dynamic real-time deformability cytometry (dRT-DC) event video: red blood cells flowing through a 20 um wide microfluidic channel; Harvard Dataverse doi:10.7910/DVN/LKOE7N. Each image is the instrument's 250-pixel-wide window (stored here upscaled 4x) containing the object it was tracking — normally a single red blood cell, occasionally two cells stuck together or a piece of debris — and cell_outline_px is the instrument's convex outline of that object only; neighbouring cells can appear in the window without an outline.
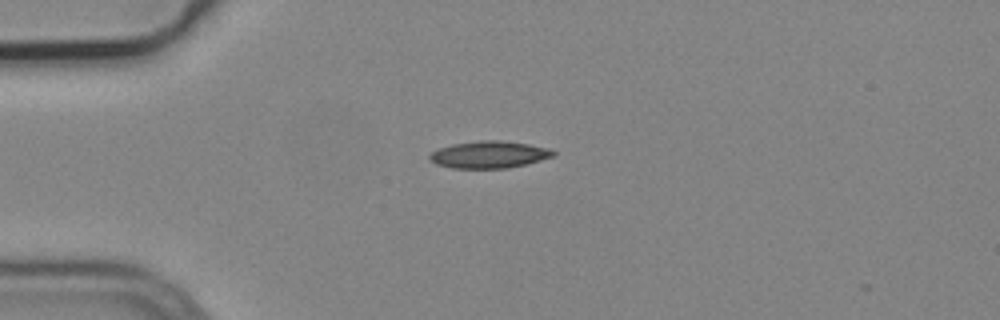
{"species": "common noctule bat (a hibernating species)", "species_latin": "Nyctalus noctula", "temperature_condition": "cold", "stored_images_in_passage": 4, "camera_frame_rate_fps": 3000, "um_per_image_px": 0.085, "animal": {"sex": "male", "body_mass_g": 19.2, "forearm_length_mm": 51.8}, "frame": {"image": 1, "passage_image": 1, "time_ms": 0.0, "image_size_px": [1000, 320], "cell_outline_px": [[556, 156], [508, 168], [452, 168], [436, 164], [428, 160], [428, 156], [432, 152], [440, 148], [452, 144], [480, 140], [500, 140], [528, 144], [548, 148], [556, 152]], "centroid_in_image_um": [41.56, 13.14], "position_along_channel_um": 43.4, "area_um2": 19.48}}
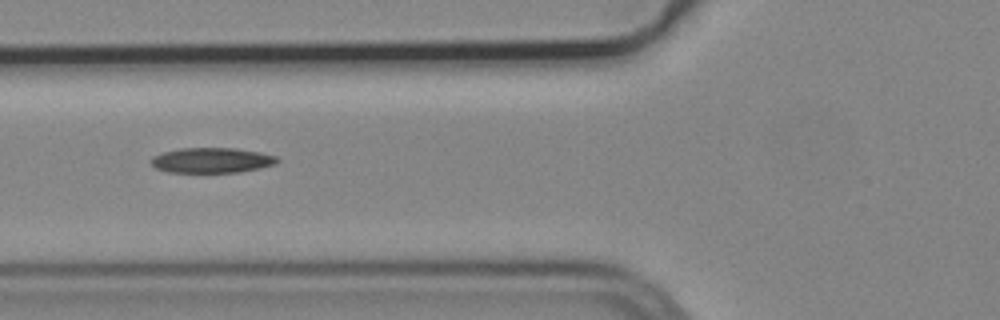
{"frame": {"image": 2, "passage_image": 3, "time_ms": 0.667, "image_size_px": [1000, 320], "cell_outline_px": [[280, 160], [276, 164], [260, 168], [240, 172], [168, 172], [156, 168], [148, 160], [152, 156], [164, 152], [180, 148], [236, 148], [260, 152], [276, 156]], "centroid_in_image_um": [18.0, 13.62], "position_along_channel_um": 107.8, "area_um2": 18.61}}
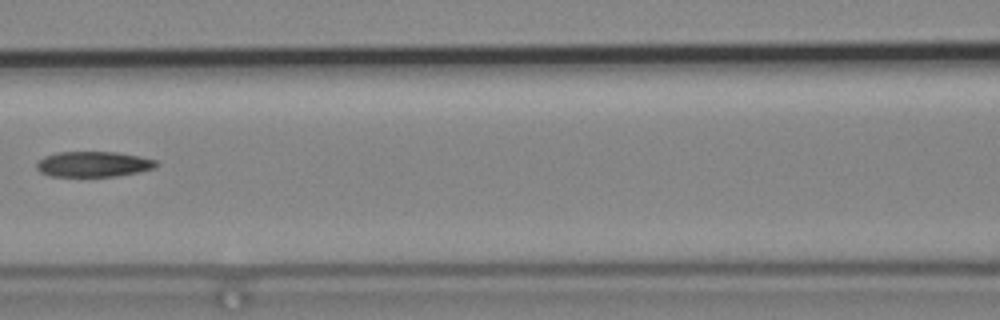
{"frame": {"image": 3, "passage_image": 4, "time_ms": 1.0, "image_size_px": [1000, 320], "cell_outline_px": [[160, 164], [156, 168], [140, 172], [116, 176], [48, 176], [40, 172], [36, 168], [36, 164], [44, 156], [56, 152], [116, 152], [140, 156], [156, 160]], "centroid_in_image_um": [7.97, 13.95], "position_along_channel_um": 158.6, "area_um2": 17.92}}